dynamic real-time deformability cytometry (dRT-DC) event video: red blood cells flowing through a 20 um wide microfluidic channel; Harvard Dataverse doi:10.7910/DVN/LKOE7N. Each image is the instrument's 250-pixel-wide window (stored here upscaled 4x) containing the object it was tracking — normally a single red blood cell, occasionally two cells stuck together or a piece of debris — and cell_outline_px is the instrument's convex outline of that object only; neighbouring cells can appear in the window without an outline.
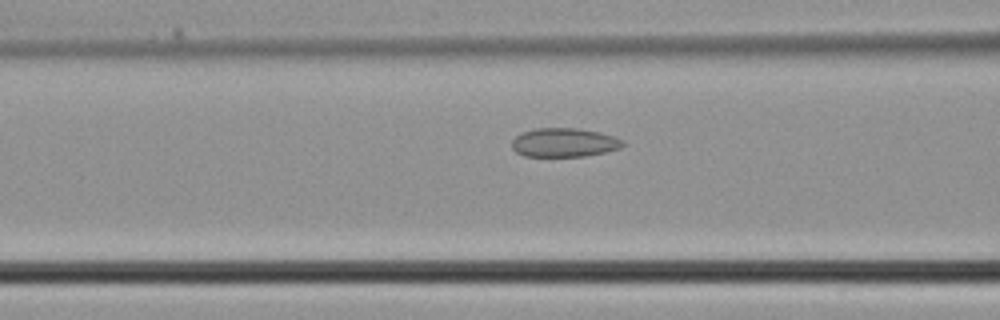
{"species": "common noctule bat (a hibernating species)", "species_latin": "Nyctalus noctula", "temperature_condition": "cold", "stored_images_in_passage": 38, "camera_frame_rate_fps": 3000, "um_per_image_px": 0.085, "animal": {"sex": "male", "body_mass_g": 21.5, "forearm_length_mm": 52.0}, "frame": {"image": 1, "passage_image": 15, "time_ms": 4.667, "image_size_px": [1000, 320], "cell_outline_px": [[628, 144], [620, 148], [604, 152], [584, 156], [524, 156], [516, 152], [512, 148], [512, 140], [516, 136], [524, 132], [536, 128], [576, 128], [600, 132], [616, 136], [624, 140]], "centroid_in_image_um": [48.0, 12.11], "position_along_channel_um": 118.6, "area_um2": 18.79}}
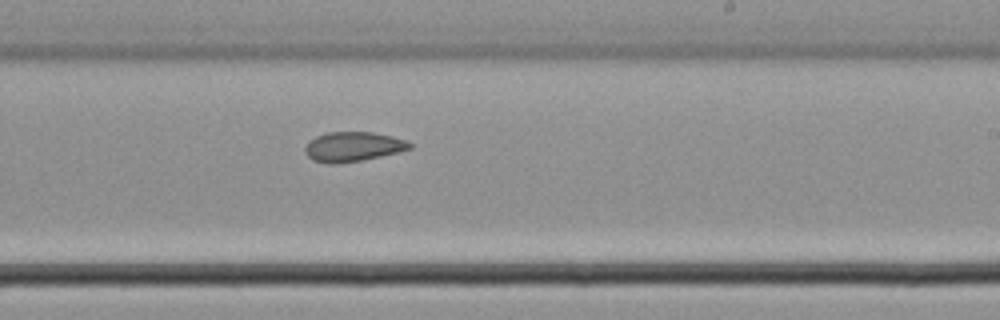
{"frame": {"image": 2, "passage_image": 23, "time_ms": 7.333, "image_size_px": [1000, 320], "cell_outline_px": [[412, 148], [400, 152], [360, 160], [332, 164], [328, 164], [312, 160], [304, 152], [304, 148], [308, 140], [316, 136], [328, 132], [372, 132], [392, 136], [404, 140], [412, 144]], "centroid_in_image_um": [29.97, 12.46], "position_along_channel_um": 259.0, "area_um2": 18.09}}
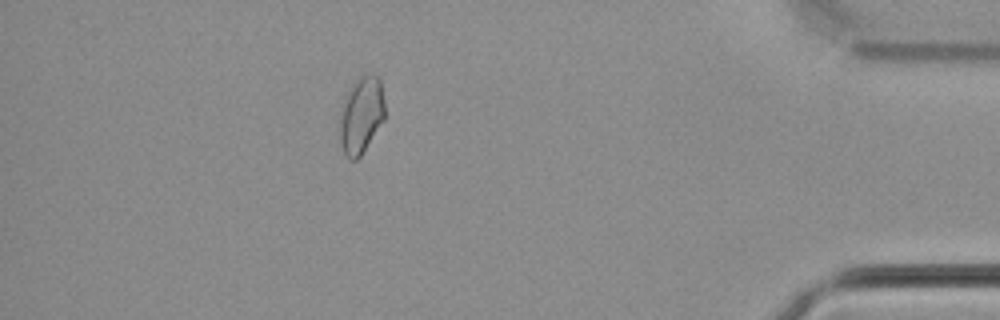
{"frame": {"image": 3, "passage_image": 34, "time_ms": 11.0, "image_size_px": [1000, 320], "cell_outline_px": [[384, 120], [360, 156], [356, 160], [348, 160], [344, 156], [340, 140], [340, 112], [344, 96], [352, 84], [360, 76], [380, 76], [384, 100]], "centroid_in_image_um": [30.69, 9.8], "position_along_channel_um": 404.5, "area_um2": 20.23}}